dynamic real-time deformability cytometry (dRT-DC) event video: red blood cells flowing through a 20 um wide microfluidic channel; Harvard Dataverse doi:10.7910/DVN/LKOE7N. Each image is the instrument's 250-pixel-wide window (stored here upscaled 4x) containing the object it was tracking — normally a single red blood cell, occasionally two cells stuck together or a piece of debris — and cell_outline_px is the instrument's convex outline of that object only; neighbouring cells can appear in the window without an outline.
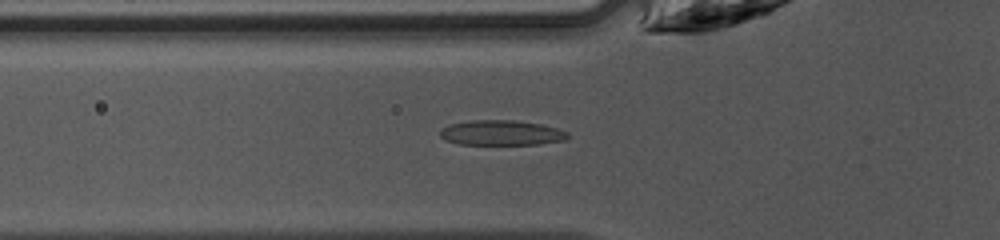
{"species": "common noctule bat (a hibernating species)", "species_latin": "Nyctalus noctula", "temperature_condition": "warm", "stored_images_in_passage": 42, "camera_frame_rate_fps": 3000, "um_per_image_px": 0.085, "animal": {"sex": "female", "body_mass_g": 10.0, "forearm_length_mm": 53.1}, "frame": {"image": 1, "passage_image": 12, "time_ms": 3.667, "image_size_px": [1000, 240], "cell_outline_px": [[568, 140], [540, 144], [460, 144], [444, 140], [440, 136], [440, 128], [448, 124], [472, 120], [512, 120], [540, 124], [556, 128], [568, 132]], "centroid_in_image_um": [42.6, 11.29], "position_along_channel_um": 83.2, "area_um2": 18.73}}
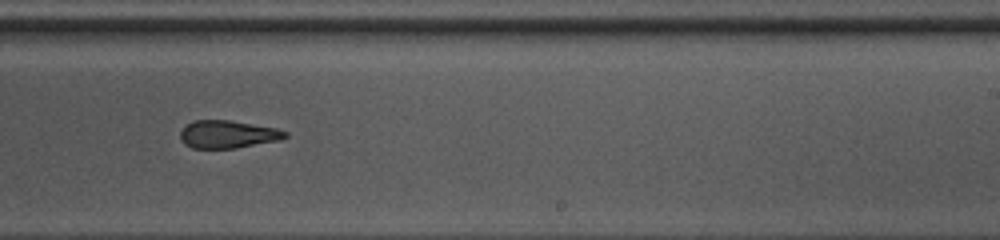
{"frame": {"image": 2, "passage_image": 25, "time_ms": 8.0, "image_size_px": [1000, 240], "cell_outline_px": [[288, 136], [280, 140], [236, 148], [192, 148], [184, 144], [180, 140], [180, 132], [192, 120], [228, 120], [276, 128], [288, 132]], "centroid_in_image_um": [19.36, 11.42], "position_along_channel_um": 269.6, "area_um2": 16.94}}
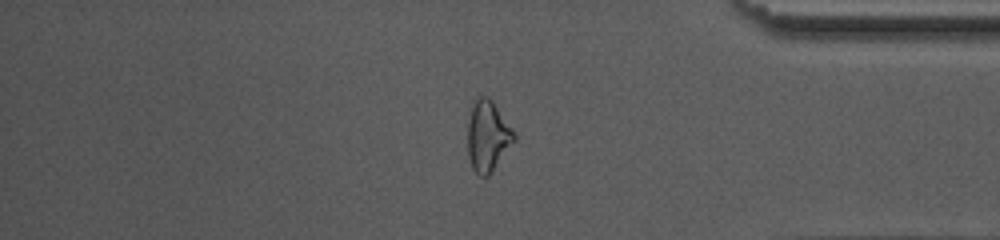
{"frame": {"image": 3, "passage_image": 35, "time_ms": 11.333, "image_size_px": [1000, 240], "cell_outline_px": [[516, 140], [488, 176], [480, 176], [472, 168], [468, 156], [468, 120], [472, 100], [476, 96], [488, 96], [492, 100], [516, 132]], "centroid_in_image_um": [41.46, 11.52], "position_along_channel_um": 393.7, "area_um2": 19.48}, "authors_computed_cell_mechanics": {"area_um2": 18.3515, "velocity_mm_per_s": 4.2704, "shape_relaxation_time_tau1_ms": null, "shape_relaxation_time_tau2_ms": 3.2411, "deformation_change_tau1": null, "deformation_change_tau2": 0.1017}}